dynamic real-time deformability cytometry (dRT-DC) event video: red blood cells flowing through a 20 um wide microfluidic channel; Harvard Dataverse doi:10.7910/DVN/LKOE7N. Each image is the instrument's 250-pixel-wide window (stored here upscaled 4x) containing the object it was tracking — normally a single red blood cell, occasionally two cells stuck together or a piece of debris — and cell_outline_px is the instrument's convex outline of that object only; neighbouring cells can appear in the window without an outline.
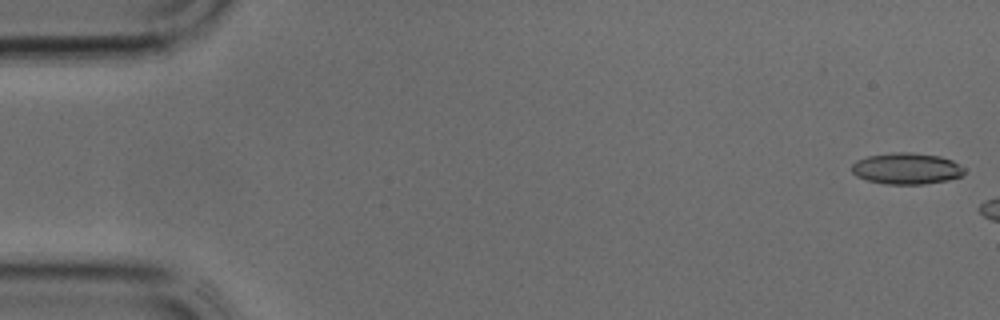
{"species": "common noctule bat (a hibernating species)", "species_latin": "Nyctalus noctula", "temperature_condition": "cold", "stored_images_in_passage": 5, "camera_frame_rate_fps": 3000, "um_per_image_px": 0.085, "animal": {"sex": "male", "body_mass_g": 17.9, "forearm_length_mm": 54.2}, "frame": {"image": 1, "passage_image": 1, "time_ms": 0.0, "image_size_px": [1000, 320], "cell_outline_px": [[964, 172], [960, 176], [948, 180], [924, 184], [888, 184], [868, 180], [856, 176], [852, 172], [852, 164], [856, 160], [868, 156], [896, 152], [908, 152], [940, 156], [952, 160], [964, 168]], "centroid_in_image_um": [77.05, 14.32], "position_along_channel_um": 8.0, "area_um2": 20.4}}